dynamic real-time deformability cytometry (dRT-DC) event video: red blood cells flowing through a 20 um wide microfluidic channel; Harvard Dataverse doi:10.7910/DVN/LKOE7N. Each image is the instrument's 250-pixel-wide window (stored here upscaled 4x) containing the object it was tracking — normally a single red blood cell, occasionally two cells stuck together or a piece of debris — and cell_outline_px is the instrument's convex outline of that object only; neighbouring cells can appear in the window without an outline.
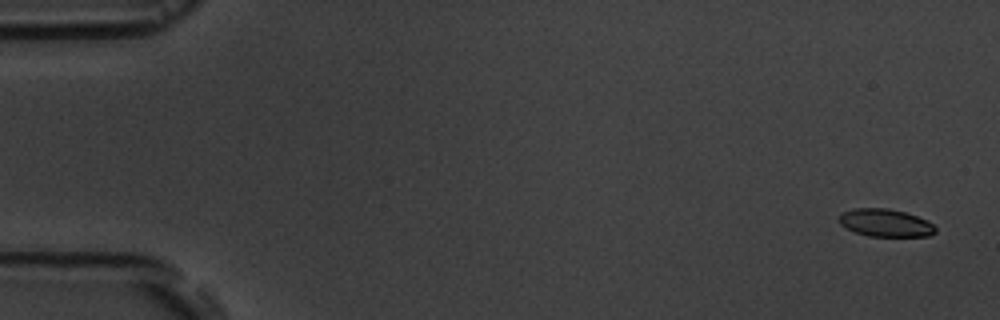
{"species": "common noctule bat (a hibernating species)", "species_latin": "Nyctalus noctula", "temperature_condition": "room temperature", "stored_images_in_passage": 4, "camera_frame_rate_fps": 3000, "um_per_image_px": 0.085, "animal": {"sex": "male", "body_mass_g": 19.5, "forearm_length_mm": 54.6}, "frame": {"image": 1, "passage_image": 1, "time_ms": 0.0, "image_size_px": [1000, 320], "cell_outline_px": [[936, 232], [928, 236], [868, 236], [856, 232], [840, 224], [836, 220], [844, 212], [852, 208], [888, 208], [904, 212], [928, 220], [936, 228]], "centroid_in_image_um": [75.26, 18.94], "position_along_channel_um": 9.7, "area_um2": 15.49}}
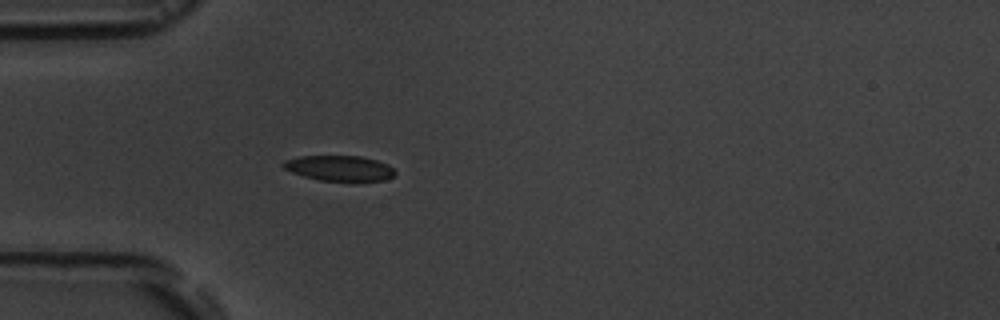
{"frame": {"image": 2, "passage_image": 4, "time_ms": 5.0, "image_size_px": [1000, 320], "cell_outline_px": [[396, 176], [384, 180], [356, 184], [320, 180], [304, 176], [292, 172], [284, 168], [280, 164], [284, 160], [300, 156], [360, 156], [376, 160], [388, 164], [396, 172]], "centroid_in_image_um": [28.91, 14.34], "position_along_channel_um": 56.1, "area_um2": 17.28}}